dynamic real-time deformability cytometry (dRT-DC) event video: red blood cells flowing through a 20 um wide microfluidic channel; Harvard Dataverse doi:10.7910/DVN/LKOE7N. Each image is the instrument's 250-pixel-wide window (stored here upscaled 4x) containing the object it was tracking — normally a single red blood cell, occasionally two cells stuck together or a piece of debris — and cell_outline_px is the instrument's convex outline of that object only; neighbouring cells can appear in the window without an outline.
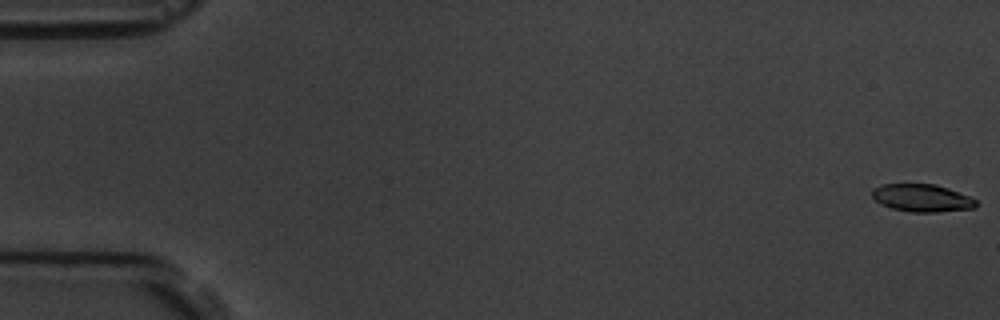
{"species": "common noctule bat (a hibernating species)", "species_latin": "Nyctalus noctula", "temperature_condition": "room temperature", "stored_images_in_passage": 17, "camera_frame_rate_fps": 3000, "um_per_image_px": 0.085, "animal": {"sex": "male", "body_mass_g": 19.5, "forearm_length_mm": 54.6}, "frame": {"image": 1, "passage_image": 1, "time_ms": 0.0, "image_size_px": [1000, 320], "cell_outline_px": [[980, 204], [976, 208], [936, 212], [912, 212], [892, 208], [880, 204], [872, 196], [872, 188], [880, 184], [936, 184], [948, 188], [968, 196], [976, 200]], "centroid_in_image_um": [78.37, 16.83], "position_along_channel_um": 6.6, "area_um2": 16.82}}